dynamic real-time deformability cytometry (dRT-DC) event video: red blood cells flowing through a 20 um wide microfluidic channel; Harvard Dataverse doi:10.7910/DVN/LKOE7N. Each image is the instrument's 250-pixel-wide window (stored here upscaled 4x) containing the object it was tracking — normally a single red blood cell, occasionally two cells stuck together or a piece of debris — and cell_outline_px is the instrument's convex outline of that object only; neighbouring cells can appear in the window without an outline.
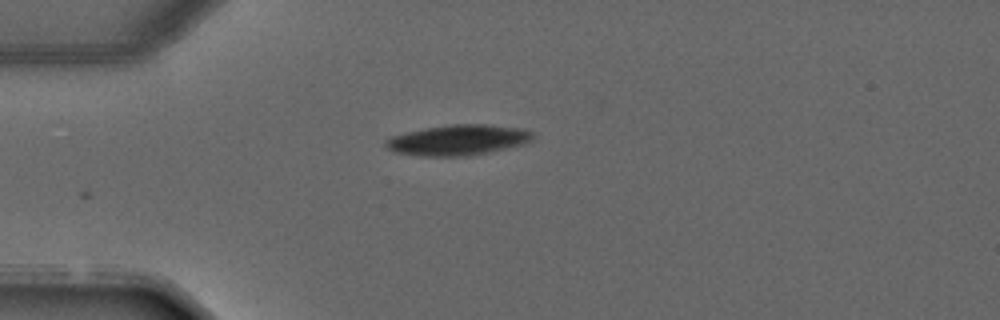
{"species": "common noctule bat (a hibernating species)", "species_latin": "Nyctalus noctula", "temperature_condition": "warm", "stored_images_in_passage": 1, "camera_frame_rate_fps": 3000, "um_per_image_px": 0.085, "animal": {"sex": "male", "forearm_length_mm": 52.5}, "frame": {"image": 1, "passage_image": 1, "time_ms": 0.0, "image_size_px": [1000, 320], "cell_outline_px": [[536, 136], [532, 140], [524, 144], [488, 152], [468, 156], [416, 156], [392, 152], [384, 148], [384, 140], [392, 136], [424, 128], [448, 124], [488, 124], [524, 128], [532, 132]], "centroid_in_image_um": [38.91, 11.9], "position_along_channel_um": 46.1, "area_um2": 26.59}}